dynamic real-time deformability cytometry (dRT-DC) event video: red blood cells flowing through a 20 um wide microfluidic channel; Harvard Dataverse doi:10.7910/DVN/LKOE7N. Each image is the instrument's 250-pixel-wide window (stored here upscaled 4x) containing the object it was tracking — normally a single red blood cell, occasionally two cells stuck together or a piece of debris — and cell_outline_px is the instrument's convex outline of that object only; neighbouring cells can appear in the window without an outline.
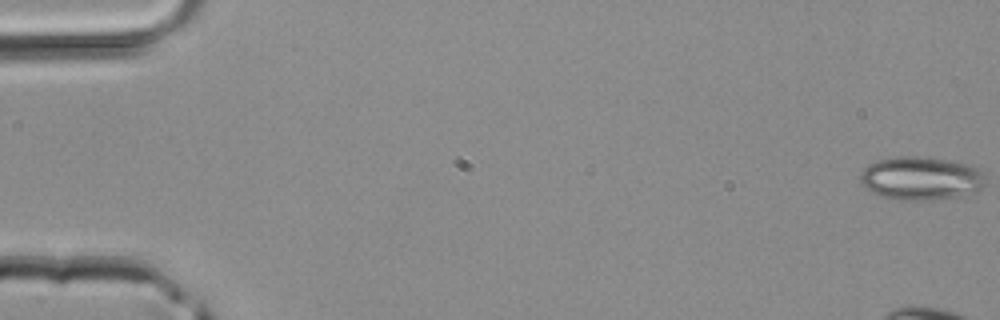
{"species": "common noctule bat (a hibernating species)", "species_latin": "Nyctalus noctula", "temperature_condition": "room temperature", "stored_images_in_passage": 9, "camera_frame_rate_fps": 3000, "um_per_image_px": 0.085, "animal": {"sex": "male", "body_mass_g": 20.4}, "frame": {"image": 1, "passage_image": 1, "time_ms": 0.0, "image_size_px": [1000, 320], "cell_outline_px": [[984, 184], [976, 192], [956, 196], [928, 200], [904, 200], [880, 196], [872, 192], [860, 180], [860, 172], [868, 164], [876, 160], [896, 156], [920, 156], [968, 164], [980, 168], [984, 176]], "centroid_in_image_um": [78.27, 15.14], "position_along_channel_um": 6.7, "area_um2": 31.5}}